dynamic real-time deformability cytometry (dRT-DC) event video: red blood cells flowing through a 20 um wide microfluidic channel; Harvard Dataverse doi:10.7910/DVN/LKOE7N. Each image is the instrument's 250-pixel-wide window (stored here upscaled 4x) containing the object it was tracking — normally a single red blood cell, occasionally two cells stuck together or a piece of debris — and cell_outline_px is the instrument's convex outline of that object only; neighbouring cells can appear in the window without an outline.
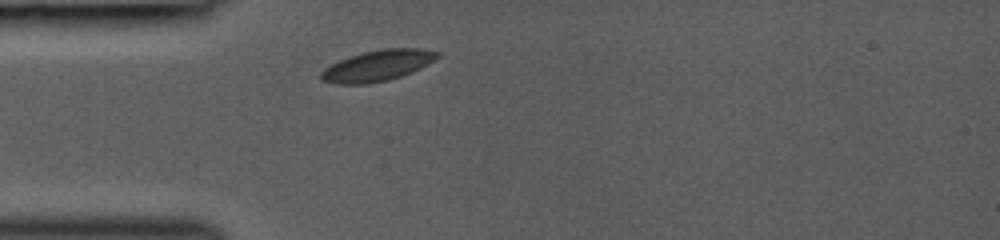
{"species": "common noctule bat (a hibernating species)", "species_latin": "Nyctalus noctula", "temperature_condition": "room temperature", "stored_images_in_passage": 28, "camera_frame_rate_fps": 3000, "um_per_image_px": 0.085, "animal": {"sex": "female", "body_mass_g": 19.0, "forearm_length_mm": 53.3}, "frame": {"image": 1, "passage_image": 1, "time_ms": 0.0, "image_size_px": [1000, 240], "cell_outline_px": [[440, 56], [436, 60], [412, 72], [388, 80], [368, 84], [336, 84], [320, 80], [320, 72], [324, 68], [348, 56], [364, 52], [384, 48], [420, 48], [440, 52]], "centroid_in_image_um": [32.09, 5.58], "position_along_channel_um": 52.9, "area_um2": 21.1}}
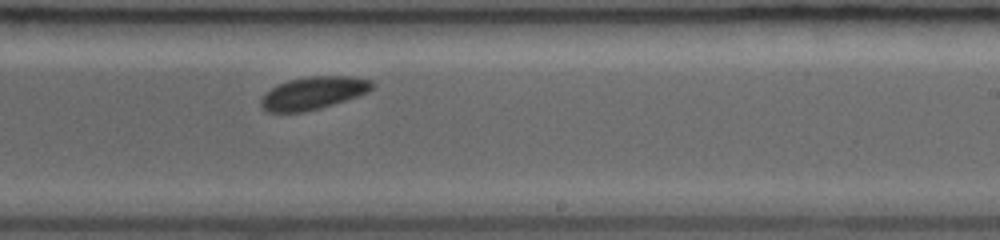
{"frame": {"image": 2, "passage_image": 16, "time_ms": 5.0, "image_size_px": [1000, 240], "cell_outline_px": [[376, 84], [368, 92], [320, 108], [304, 112], [268, 112], [260, 104], [260, 100], [272, 88], [288, 80], [308, 76], [352, 76], [372, 80]], "centroid_in_image_um": [26.66, 7.89], "position_along_channel_um": 262.3, "area_um2": 20.92}}
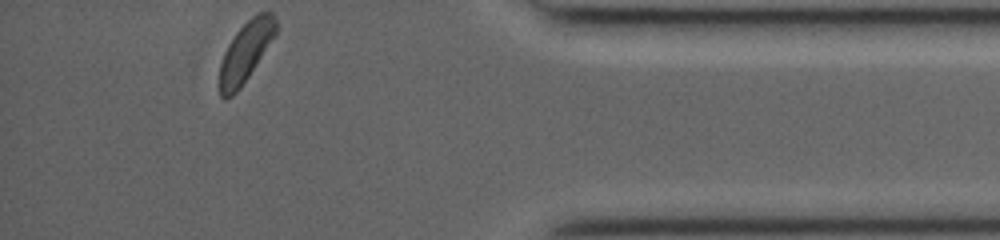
{"frame": {"image": 3, "passage_image": 28, "time_ms": 9.0, "image_size_px": [1000, 240], "cell_outline_px": [[276, 36], [240, 88], [232, 96], [224, 100], [220, 96], [220, 64], [224, 52], [228, 44], [236, 32], [256, 12], [272, 12], [276, 16]], "centroid_in_image_um": [20.9, 4.39], "position_along_channel_um": 414.3, "area_um2": 19.71}}